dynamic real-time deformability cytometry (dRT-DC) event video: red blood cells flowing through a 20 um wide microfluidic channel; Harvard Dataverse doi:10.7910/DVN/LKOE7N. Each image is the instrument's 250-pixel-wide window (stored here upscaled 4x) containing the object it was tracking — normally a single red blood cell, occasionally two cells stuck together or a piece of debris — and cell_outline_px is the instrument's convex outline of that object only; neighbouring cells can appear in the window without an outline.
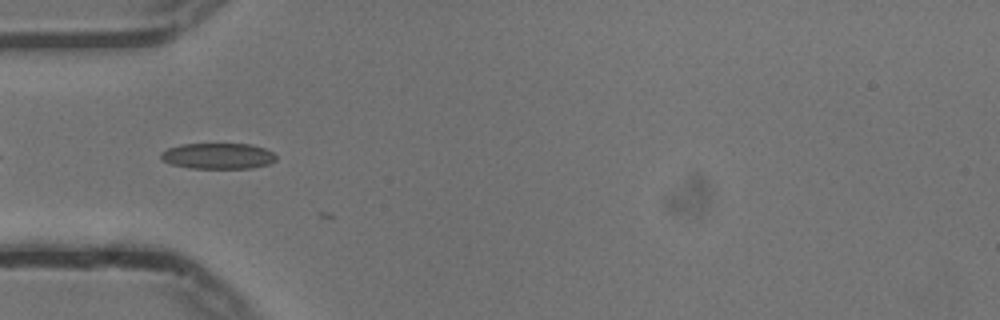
{"species": "common noctule bat (a hibernating species)", "species_latin": "Nyctalus noctula", "temperature_condition": "cold", "stored_images_in_passage": 9, "camera_frame_rate_fps": 3000, "um_per_image_px": 0.085, "animal": {"sex": "male", "body_mass_g": 13.3}, "frame": {"image": 1, "passage_image": 6, "time_ms": 1.667, "image_size_px": [1000, 320], "cell_outline_px": [[276, 160], [268, 164], [252, 168], [192, 168], [172, 164], [160, 160], [160, 152], [168, 148], [180, 144], [252, 144], [264, 148], [272, 152], [276, 156]], "centroid_in_image_um": [18.51, 13.25], "position_along_channel_um": 66.5, "area_um2": 17.4}}